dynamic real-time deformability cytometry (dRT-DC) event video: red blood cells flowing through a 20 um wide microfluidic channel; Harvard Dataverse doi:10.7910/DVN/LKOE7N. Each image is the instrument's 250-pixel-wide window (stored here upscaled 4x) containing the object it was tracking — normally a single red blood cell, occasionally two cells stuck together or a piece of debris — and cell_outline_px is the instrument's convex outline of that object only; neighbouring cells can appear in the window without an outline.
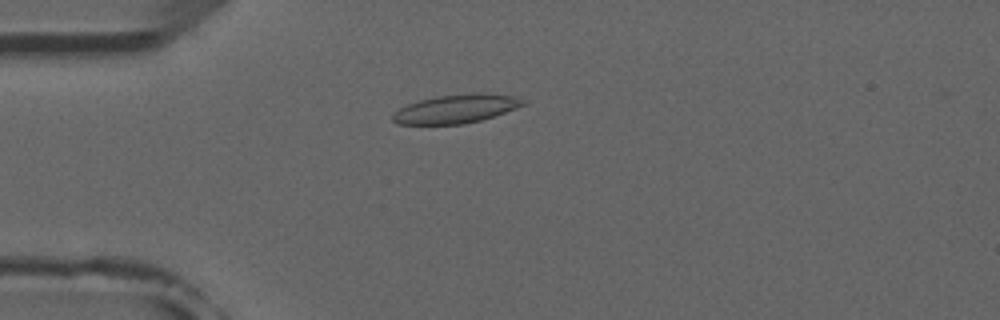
{"species": "common noctule bat (a hibernating species)", "species_latin": "Nyctalus noctula", "temperature_condition": "room temperature", "stored_images_in_passage": 5, "camera_frame_rate_fps": 3000, "um_per_image_px": 0.085, "animal": {"sex": "male", "forearm_length_mm": 52.5}, "frame": {"image": 1, "passage_image": 4, "time_ms": 3.667, "image_size_px": [1000, 320], "cell_outline_px": [[528, 104], [480, 120], [460, 124], [396, 124], [392, 120], [392, 112], [408, 104], [420, 100], [436, 96], [472, 92], [480, 92], [512, 96], [528, 100]], "centroid_in_image_um": [38.77, 9.23], "position_along_channel_um": 46.2, "area_um2": 21.85}}